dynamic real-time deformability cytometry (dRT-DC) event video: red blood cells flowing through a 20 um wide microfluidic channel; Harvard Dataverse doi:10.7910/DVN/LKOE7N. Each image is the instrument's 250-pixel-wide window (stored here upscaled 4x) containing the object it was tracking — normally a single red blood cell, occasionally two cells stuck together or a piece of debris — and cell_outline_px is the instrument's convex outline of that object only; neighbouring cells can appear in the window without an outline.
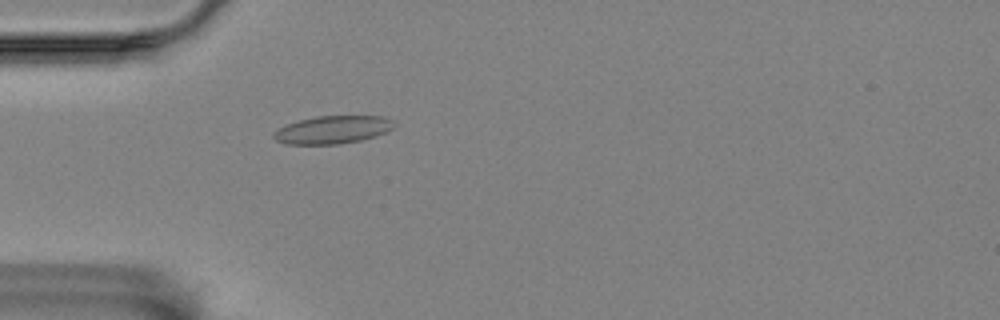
{"species": "Egyptian fruit bat (a non-hibernating species)", "species_latin": "Rousettus aegyptiacus", "temperature_condition": "room temperature", "stored_images_in_passage": 52, "camera_frame_rate_fps": 3000, "um_per_image_px": 0.085, "animal": {"sex": "female"}, "frame": {"image": 1, "passage_image": 12, "time_ms": 3.667, "image_size_px": [1000, 320], "cell_outline_px": [[396, 124], [392, 128], [376, 136], [360, 140], [340, 144], [284, 144], [276, 140], [272, 136], [272, 132], [276, 128], [284, 124], [316, 116], [384, 116], [392, 120]], "centroid_in_image_um": [28.22, 11.02], "position_along_channel_um": 56.8, "area_um2": 19.71}}
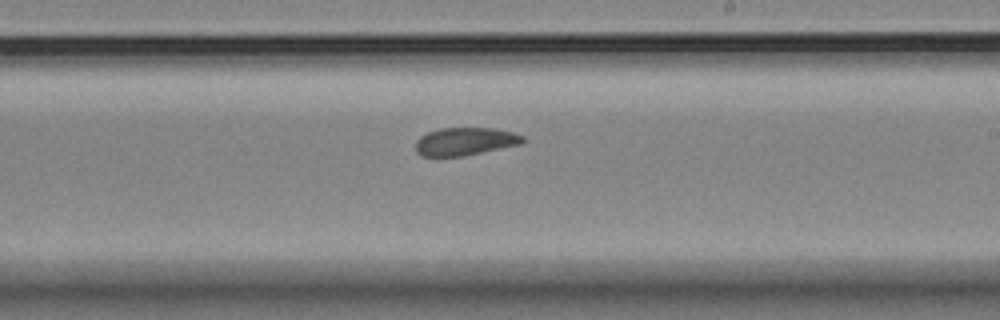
{"frame": {"image": 2, "passage_image": 29, "time_ms": 9.333, "image_size_px": [1000, 320], "cell_outline_px": [[524, 140], [520, 144], [464, 156], [420, 156], [416, 152], [416, 140], [420, 136], [428, 132], [440, 128], [492, 128], [512, 132], [524, 136]], "centroid_in_image_um": [39.5, 12.02], "position_along_channel_um": 249.5, "area_um2": 17.34}}
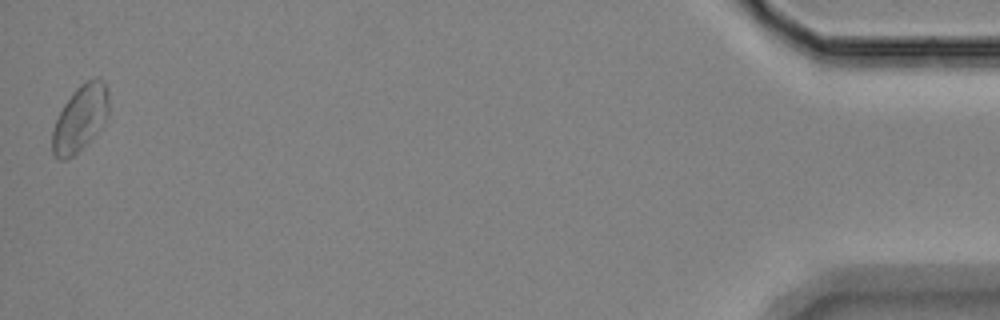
{"frame": {"image": 3, "passage_image": 52, "time_ms": 17.0, "image_size_px": [1000, 320], "cell_outline_px": [[108, 116], [100, 128], [72, 156], [64, 160], [60, 160], [52, 152], [52, 132], [56, 120], [64, 104], [72, 92], [80, 84], [96, 76], [100, 76], [104, 80], [108, 92]], "centroid_in_image_um": [6.82, 9.99], "position_along_channel_um": 428.4, "area_um2": 21.5}, "authors_computed_cell_mechanics": {"area_um2": 18.4382, "velocity_mm_per_s": 3.4804, "shape_relaxation_time_tau1_ms": null, "shape_relaxation_time_tau2_ms": 2.6207, "deformation_change_tau1": null, "deformation_change_tau2": 0.0819}}